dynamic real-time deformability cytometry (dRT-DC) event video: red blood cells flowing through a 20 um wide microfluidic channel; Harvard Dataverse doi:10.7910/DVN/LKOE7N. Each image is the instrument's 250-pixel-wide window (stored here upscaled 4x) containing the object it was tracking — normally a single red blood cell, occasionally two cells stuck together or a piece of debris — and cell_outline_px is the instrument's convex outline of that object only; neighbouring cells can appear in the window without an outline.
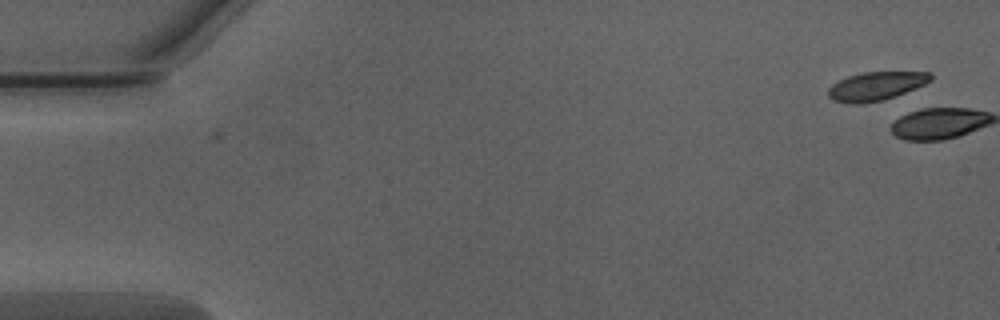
{"species": "Egyptian fruit bat (a non-hibernating species)", "species_latin": "Rousettus aegyptiacus", "temperature_condition": "warm", "stored_images_in_passage": 4, "camera_frame_rate_fps": 3000, "um_per_image_px": 0.085, "animal": {"sex": "male"}, "frame": {"image": 1, "passage_image": 4, "time_ms": 1.0, "image_size_px": [1000, 320], "cell_outline_px": [[932, 80], [916, 88], [896, 96], [884, 100], [860, 104], [848, 104], [832, 100], [828, 96], [828, 88], [832, 84], [848, 76], [864, 72], [932, 72]], "centroid_in_image_um": [74.45, 7.33], "position_along_channel_um": 10.6, "area_um2": 17.17}}